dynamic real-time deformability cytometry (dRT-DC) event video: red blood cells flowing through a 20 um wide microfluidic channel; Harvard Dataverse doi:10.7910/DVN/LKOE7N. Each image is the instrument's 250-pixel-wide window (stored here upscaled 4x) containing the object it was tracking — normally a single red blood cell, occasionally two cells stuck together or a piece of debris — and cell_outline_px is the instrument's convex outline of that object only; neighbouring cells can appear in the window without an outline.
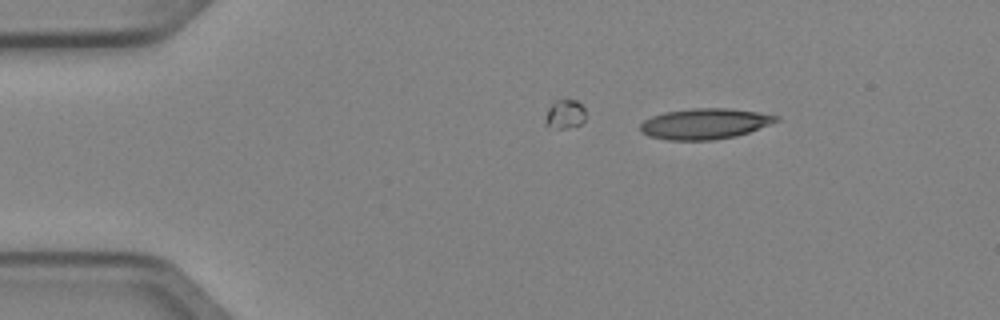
{"species": "Egyptian fruit bat (a non-hibernating species)", "species_latin": "Rousettus aegyptiacus", "temperature_condition": "cold", "stored_images_in_passage": 2, "camera_frame_rate_fps": 3000, "um_per_image_px": 0.085, "animal": {"sex": "female"}, "frame": {"image": 1, "passage_image": 1, "time_ms": 0.0, "image_size_px": [1000, 320], "cell_outline_px": [[780, 120], [748, 132], [736, 136], [712, 140], [668, 140], [648, 136], [640, 132], [640, 124], [644, 120], [652, 116], [664, 112], [692, 108], [728, 108], [756, 112], [780, 116]], "centroid_in_image_um": [59.87, 10.52], "position_along_channel_um": 25.1, "area_um2": 24.28}}